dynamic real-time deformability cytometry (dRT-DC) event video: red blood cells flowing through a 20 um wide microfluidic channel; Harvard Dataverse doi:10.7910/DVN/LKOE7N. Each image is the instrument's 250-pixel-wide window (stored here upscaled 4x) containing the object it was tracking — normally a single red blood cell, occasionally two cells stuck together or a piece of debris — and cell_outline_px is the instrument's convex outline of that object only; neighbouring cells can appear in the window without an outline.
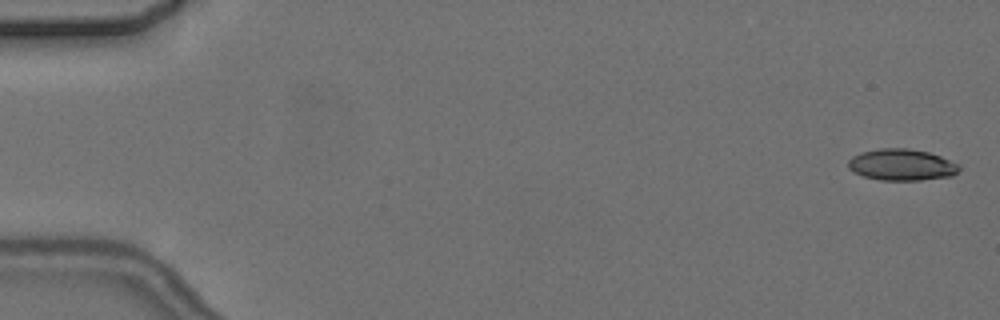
{"species": "common noctule bat (a hibernating species)", "species_latin": "Nyctalus noctula", "temperature_condition": "cold", "stored_images_in_passage": 10, "camera_frame_rate_fps": 3000, "um_per_image_px": 0.085, "animal": {"sex": "female", "body_mass_g": 24.6, "forearm_length_mm": 56.2}, "frame": {"image": 1, "passage_image": 1, "time_ms": 0.0, "image_size_px": [1000, 320], "cell_outline_px": [[960, 168], [952, 176], [920, 180], [880, 180], [864, 176], [848, 168], [848, 160], [852, 156], [860, 152], [880, 148], [908, 148], [928, 152], [940, 156], [960, 164]], "centroid_in_image_um": [76.64, 14.0], "position_along_channel_um": 8.4, "area_um2": 20.35}}
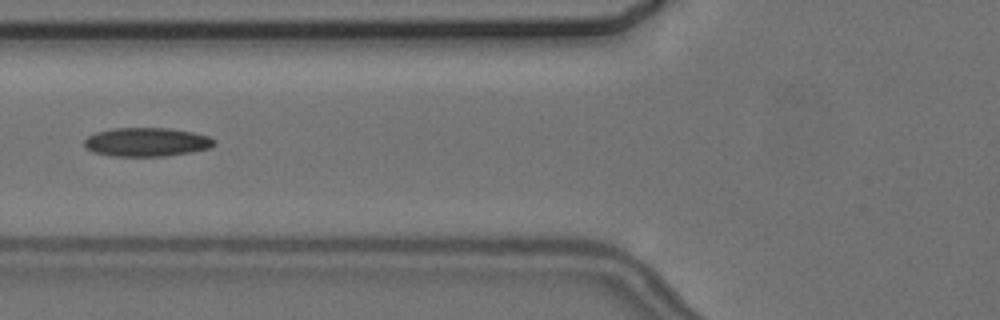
{"frame": {"image": 2, "passage_image": 6, "time_ms": 7.0, "image_size_px": [1000, 320], "cell_outline_px": [[216, 144], [212, 148], [192, 152], [164, 156], [112, 156], [92, 152], [84, 148], [84, 140], [88, 136], [96, 132], [112, 128], [168, 128], [192, 132], [208, 136], [216, 140]], "centroid_in_image_um": [12.46, 12.08], "position_along_channel_um": 113.3, "area_um2": 22.02}}
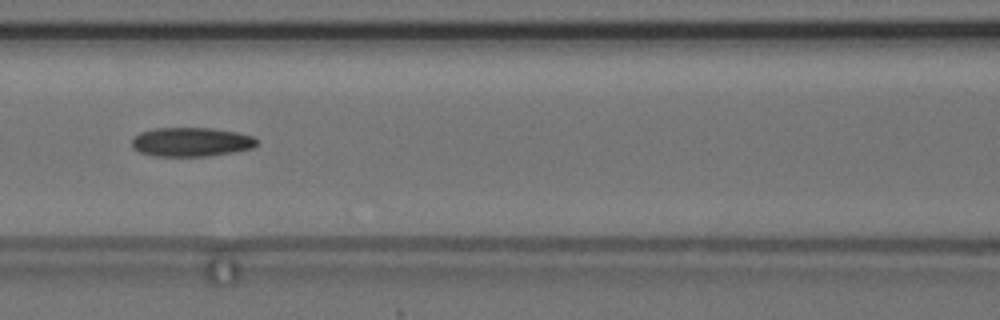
{"frame": {"image": 3, "passage_image": 7, "time_ms": 8.0, "image_size_px": [1000, 320], "cell_outline_px": [[260, 140], [252, 148], [232, 152], [208, 156], [152, 156], [140, 152], [132, 148], [132, 140], [140, 132], [156, 128], [212, 128], [236, 132], [252, 136]], "centroid_in_image_um": [16.25, 12.07], "position_along_channel_um": 150.4, "area_um2": 21.15}}